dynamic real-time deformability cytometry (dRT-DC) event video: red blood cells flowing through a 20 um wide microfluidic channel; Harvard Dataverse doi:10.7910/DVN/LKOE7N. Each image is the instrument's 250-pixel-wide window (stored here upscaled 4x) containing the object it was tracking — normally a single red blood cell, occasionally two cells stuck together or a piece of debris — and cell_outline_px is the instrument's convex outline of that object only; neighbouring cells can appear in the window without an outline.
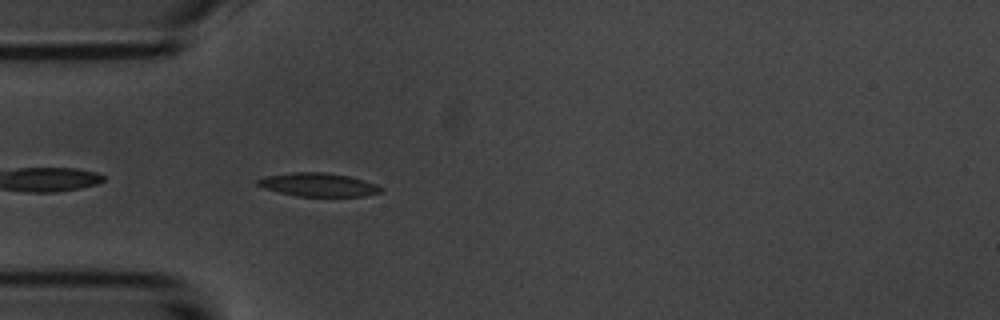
{"species": "common noctule bat (a hibernating species)", "species_latin": "Nyctalus noctula", "temperature_condition": "room temperature", "stored_images_in_passage": 40, "camera_frame_rate_fps": 3000, "um_per_image_px": 0.085, "animal": {"sex": "male", "body_mass_g": 20.1, "forearm_length_mm": 53.5}, "frame": {"image": 1, "passage_image": 2, "time_ms": 0.333, "image_size_px": [1000, 320], "cell_outline_px": [[384, 188], [380, 192], [364, 196], [296, 196], [264, 188], [256, 184], [256, 180], [268, 176], [296, 172], [324, 172], [348, 176], [364, 180], [376, 184]], "centroid_in_image_um": [27.08, 15.7], "position_along_channel_um": 57.9, "area_um2": 16.65}}
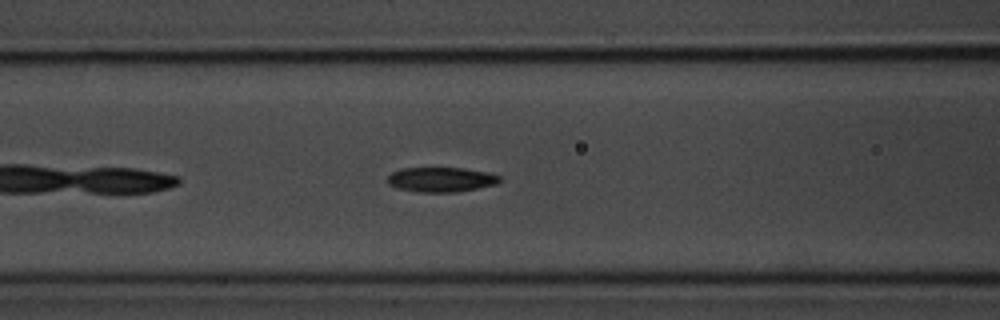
{"frame": {"image": 2, "passage_image": 8, "time_ms": 2.333, "image_size_px": [1000, 320], "cell_outline_px": [[500, 180], [496, 184], [456, 192], [420, 192], [396, 188], [388, 184], [388, 176], [392, 172], [400, 168], [464, 168], [488, 172], [500, 176]], "centroid_in_image_um": [37.47, 15.26], "position_along_channel_um": 129.1, "area_um2": 16.13}}
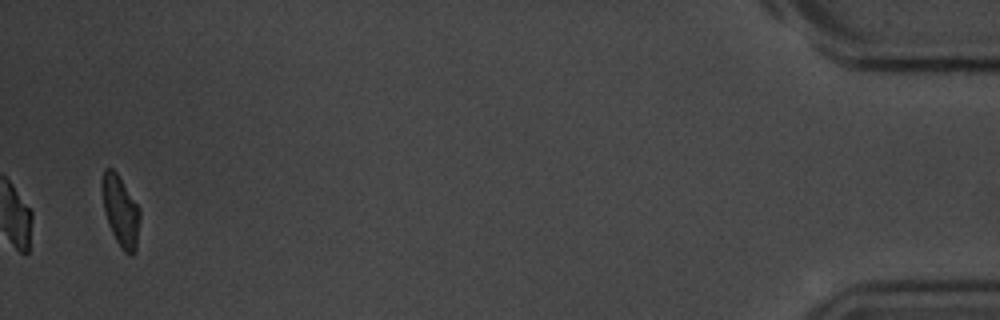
{"frame": {"image": 3, "passage_image": 39, "time_ms": 12.667, "image_size_px": [1000, 320], "cell_outline_px": [[140, 216], [136, 252], [132, 256], [124, 252], [120, 248], [108, 224], [104, 208], [100, 188], [100, 184], [104, 168], [112, 168], [116, 172], [140, 208]], "centroid_in_image_um": [10.24, 17.94], "position_along_channel_um": 425.0, "area_um2": 15.78}, "authors_computed_cell_mechanics": {"area_um2": 16.2707, "velocity_mm_per_s": 3.706, "shape_relaxation_time_tau1_ms": 4.163, "shape_relaxation_time_tau2_ms": 5.14, "deformation_change_tau1": 0.1526, "deformation_change_tau2": 0.1017}}